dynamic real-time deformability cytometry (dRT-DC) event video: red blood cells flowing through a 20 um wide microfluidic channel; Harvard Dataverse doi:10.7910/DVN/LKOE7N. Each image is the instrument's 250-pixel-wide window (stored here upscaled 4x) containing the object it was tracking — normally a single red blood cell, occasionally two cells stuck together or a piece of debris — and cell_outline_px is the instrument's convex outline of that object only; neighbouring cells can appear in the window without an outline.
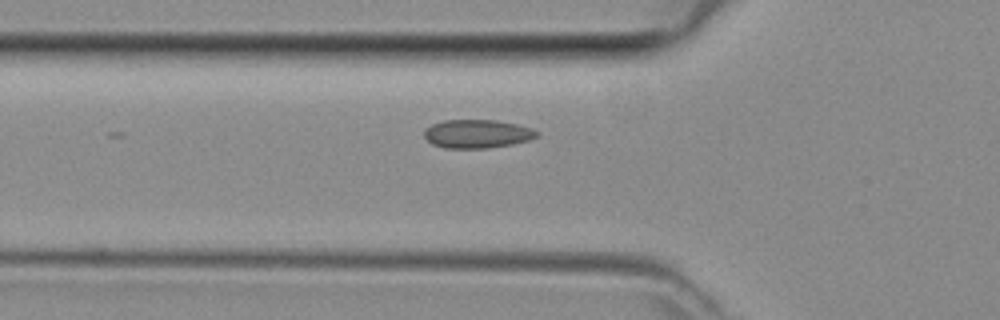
{"species": "common noctule bat (a hibernating species)", "species_latin": "Nyctalus noctula", "temperature_condition": "room temperature", "stored_images_in_passage": 23, "camera_frame_rate_fps": 3000, "um_per_image_px": 0.085, "animal": {"sex": "female", "body_mass_g": 29.2, "forearm_length_mm": 56.3}, "frame": {"image": 1, "passage_image": 16, "time_ms": 5.0, "image_size_px": [1000, 320], "cell_outline_px": [[540, 136], [528, 140], [512, 144], [488, 148], [444, 148], [432, 144], [424, 136], [424, 128], [432, 124], [444, 120], [496, 120], [516, 124], [532, 128], [540, 132]], "centroid_in_image_um": [40.57, 11.37], "position_along_channel_um": 85.2, "area_um2": 18.84}}
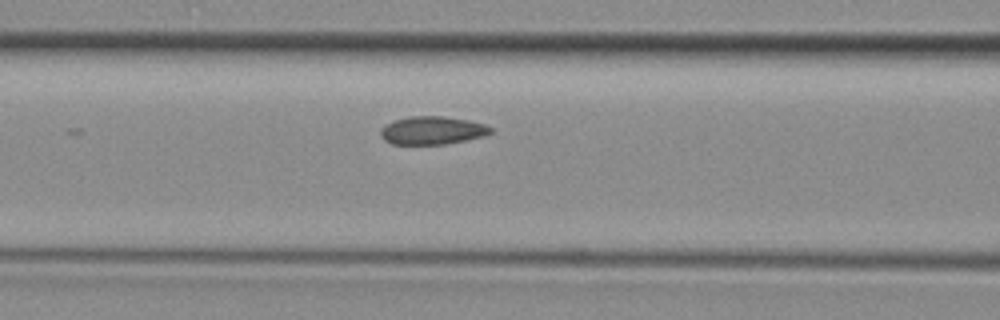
{"frame": {"image": 2, "passage_image": 19, "time_ms": 6.0, "image_size_px": [1000, 320], "cell_outline_px": [[492, 132], [484, 136], [444, 144], [392, 144], [384, 140], [380, 136], [380, 128], [396, 120], [408, 116], [444, 116], [468, 120], [484, 124], [492, 128]], "centroid_in_image_um": [36.73, 11.08], "position_along_channel_um": 129.9, "area_um2": 17.92}}
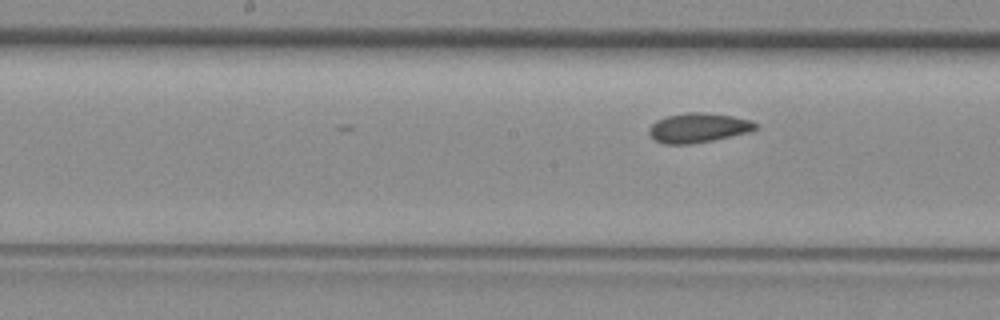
{"frame": {"image": 3, "passage_image": 23, "time_ms": 7.333, "image_size_px": [1000, 320], "cell_outline_px": [[760, 124], [756, 128], [748, 132], [712, 140], [692, 144], [664, 144], [656, 140], [648, 132], [648, 128], [656, 120], [668, 116], [688, 112], [700, 112], [732, 116], [752, 120]], "centroid_in_image_um": [59.36, 10.86], "position_along_channel_um": 188.8, "area_um2": 18.21}}